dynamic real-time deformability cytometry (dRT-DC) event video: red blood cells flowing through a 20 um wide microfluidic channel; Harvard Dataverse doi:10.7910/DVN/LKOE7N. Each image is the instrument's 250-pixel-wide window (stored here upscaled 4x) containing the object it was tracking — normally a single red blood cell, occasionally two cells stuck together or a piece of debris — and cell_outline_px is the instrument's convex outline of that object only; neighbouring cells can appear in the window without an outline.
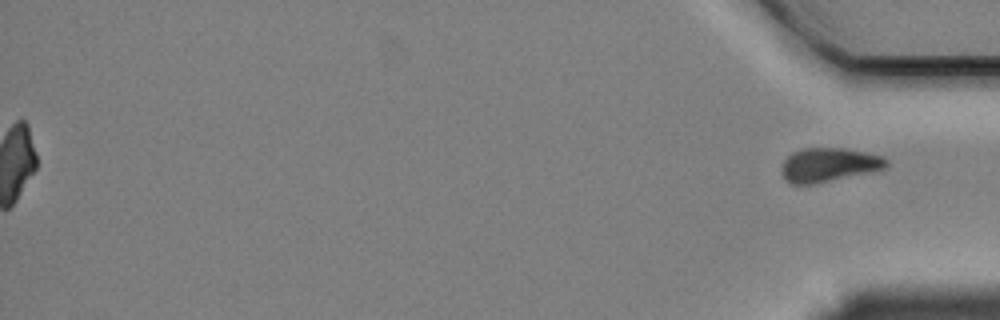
{"species": "Egyptian fruit bat (a non-hibernating species)", "species_latin": "Rousettus aegyptiacus", "temperature_condition": "cold", "stored_images_in_passage": 60, "segment_of_instrument_passage": [2, 2], "camera_frame_rate_fps": 3000, "um_per_image_px": 0.085, "animal": {"sex": "female"}, "frame": {"image": 1, "passage_image": 60, "time_ms": 19.667, "image_size_px": [1000, 320], "cell_outline_px": [[888, 164], [884, 168], [872, 172], [812, 184], [792, 184], [784, 180], [780, 172], [780, 168], [784, 160], [792, 152], [800, 148], [844, 148], [884, 156], [888, 160]], "centroid_in_image_um": [70.41, 14.01], "position_along_channel_um": 364.8, "area_um2": 20.92}}